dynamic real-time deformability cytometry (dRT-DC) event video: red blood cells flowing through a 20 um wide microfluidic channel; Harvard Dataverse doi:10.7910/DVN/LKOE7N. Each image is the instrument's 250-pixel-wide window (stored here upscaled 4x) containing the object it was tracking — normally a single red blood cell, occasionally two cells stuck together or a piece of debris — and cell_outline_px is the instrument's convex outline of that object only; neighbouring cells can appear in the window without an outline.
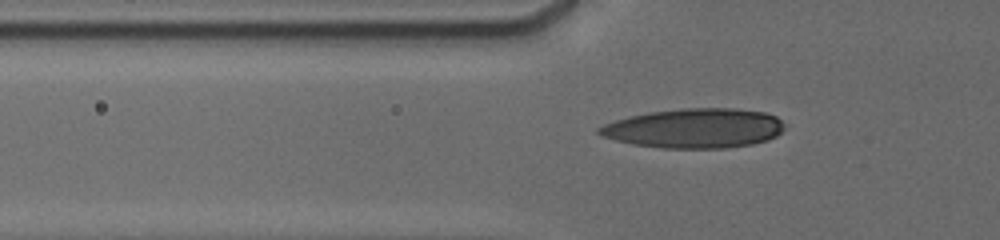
{"species": "human", "species_latin": "Homo sapiens", "temperature_condition": "cold", "stored_images_in_passage": 95, "camera_frame_rate_fps": 3000, "um_per_image_px": 0.085, "donor": {"sex": "male"}, "frame": {"image": 1, "passage_image": 19, "time_ms": 3.0, "image_size_px": [1000, 240], "cell_outline_px": [[784, 128], [776, 136], [768, 140], [752, 144], [724, 148], [664, 148], [632, 144], [600, 136], [596, 132], [596, 128], [604, 124], [616, 120], [648, 112], [680, 108], [736, 108], [764, 112], [776, 116], [784, 124]], "centroid_in_image_um": [59.02, 10.9], "position_along_channel_um": 66.8, "area_um2": 42.83}}
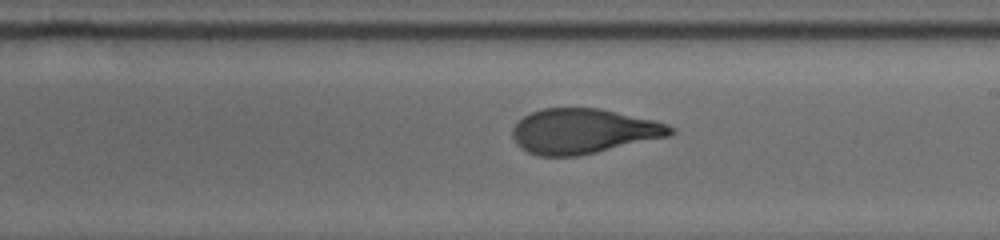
{"frame": {"image": 2, "passage_image": 49, "time_ms": 7.667, "image_size_px": [1000, 240], "cell_outline_px": [[676, 132], [668, 136], [596, 152], [576, 156], [536, 156], [520, 148], [516, 144], [512, 136], [512, 128], [524, 116], [532, 112], [544, 108], [600, 108], [656, 120], [668, 124], [676, 128]], "centroid_in_image_um": [49.59, 11.15], "position_along_channel_um": 239.4, "area_um2": 41.44}}
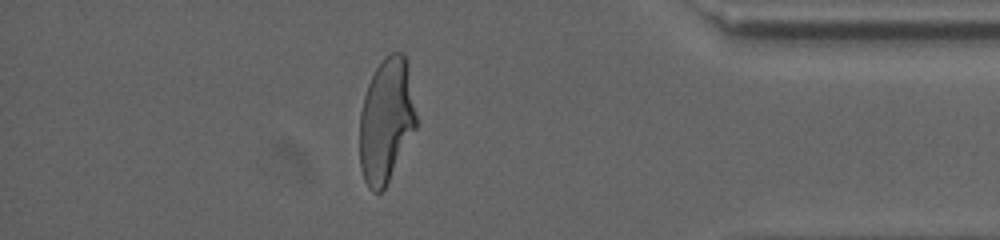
{"frame": {"image": 3, "passage_image": 81, "time_ms": 12.667, "image_size_px": [1000, 240], "cell_outline_px": [[416, 128], [384, 188], [380, 192], [372, 192], [368, 188], [364, 180], [360, 168], [360, 112], [364, 96], [368, 84], [376, 68], [384, 56], [392, 52], [404, 52], [408, 64], [416, 116]], "centroid_in_image_um": [32.82, 10.22], "position_along_channel_um": 402.4, "area_um2": 40.86}}